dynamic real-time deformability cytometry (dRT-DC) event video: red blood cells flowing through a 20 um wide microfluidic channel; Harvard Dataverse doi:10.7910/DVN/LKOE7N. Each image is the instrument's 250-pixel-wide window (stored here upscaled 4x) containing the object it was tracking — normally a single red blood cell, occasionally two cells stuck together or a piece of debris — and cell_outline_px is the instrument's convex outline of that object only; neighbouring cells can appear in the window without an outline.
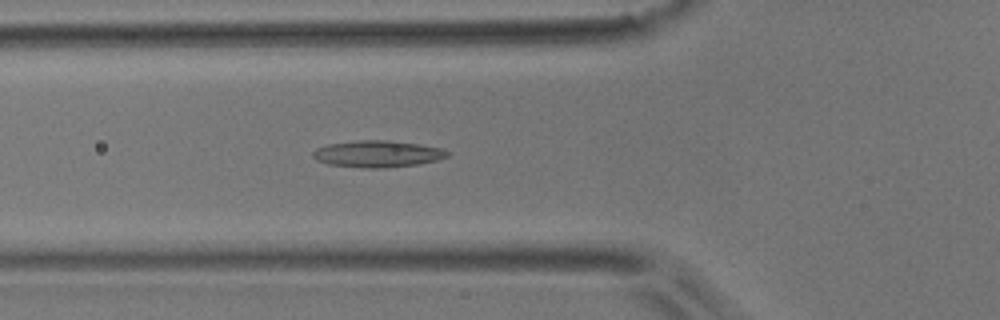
{"species": "common noctule bat (a hibernating species)", "species_latin": "Nyctalus noctula", "temperature_condition": "room temperature", "stored_images_in_passage": 51, "camera_frame_rate_fps": 3000, "um_per_image_px": 0.085, "animal": {"sex": "male", "body_mass_g": 17.9}, "frame": {"image": 1, "passage_image": 18, "time_ms": 5.667, "image_size_px": [1000, 320], "cell_outline_px": [[448, 156], [436, 160], [420, 164], [384, 168], [360, 168], [328, 164], [316, 160], [312, 156], [312, 152], [316, 148], [328, 144], [356, 140], [388, 140], [416, 144], [440, 148], [448, 152]], "centroid_in_image_um": [32.03, 13.09], "position_along_channel_um": 93.8, "area_um2": 20.92}}
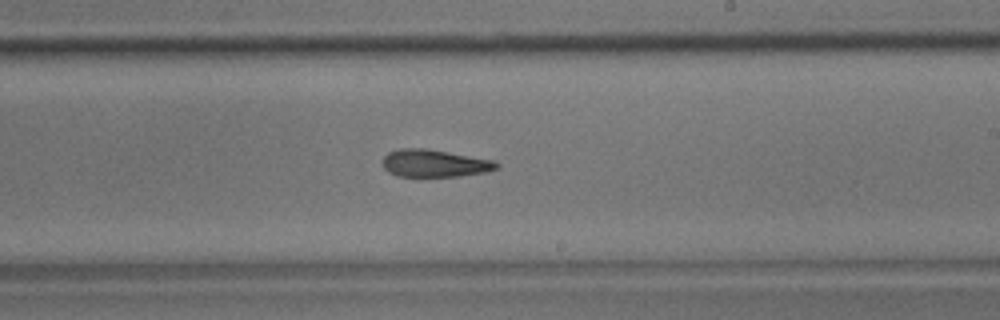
{"frame": {"image": 2, "passage_image": 30, "time_ms": 9.667, "image_size_px": [1000, 320], "cell_outline_px": [[500, 168], [488, 172], [460, 176], [396, 176], [388, 172], [384, 168], [384, 156], [388, 152], [400, 148], [428, 148], [496, 160], [500, 164]], "centroid_in_image_um": [37.01, 13.87], "position_along_channel_um": 252.0, "area_um2": 18.55}}
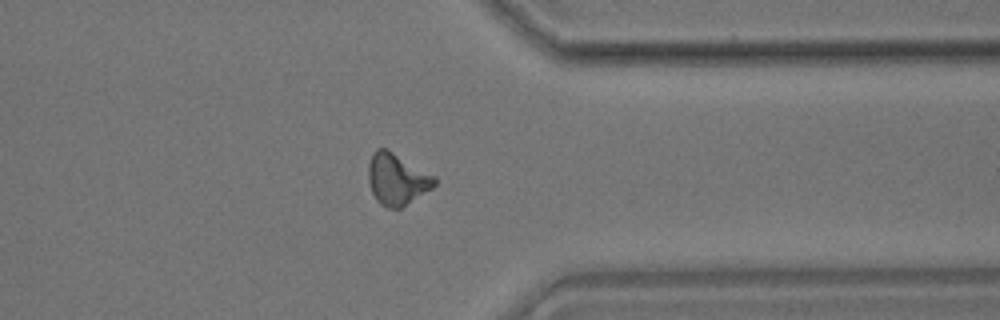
{"frame": {"image": 3, "passage_image": 40, "time_ms": 13.0, "image_size_px": [1000, 320], "cell_outline_px": [[436, 184], [432, 188], [400, 208], [388, 208], [380, 204], [376, 200], [372, 192], [368, 180], [368, 164], [372, 152], [376, 148], [388, 148], [436, 176]], "centroid_in_image_um": [33.73, 15.19], "position_along_channel_um": 377.7, "area_um2": 20.06}, "authors_computed_cell_mechanics": {"area_um2": 19.074, "velocity_mm_per_s": 3.949, "shape_relaxation_time_tau1_ms": null, "shape_relaxation_time_tau2_ms": 4.642, "deformation_change_tau1": null, "deformation_change_tau2": 0.1436}}